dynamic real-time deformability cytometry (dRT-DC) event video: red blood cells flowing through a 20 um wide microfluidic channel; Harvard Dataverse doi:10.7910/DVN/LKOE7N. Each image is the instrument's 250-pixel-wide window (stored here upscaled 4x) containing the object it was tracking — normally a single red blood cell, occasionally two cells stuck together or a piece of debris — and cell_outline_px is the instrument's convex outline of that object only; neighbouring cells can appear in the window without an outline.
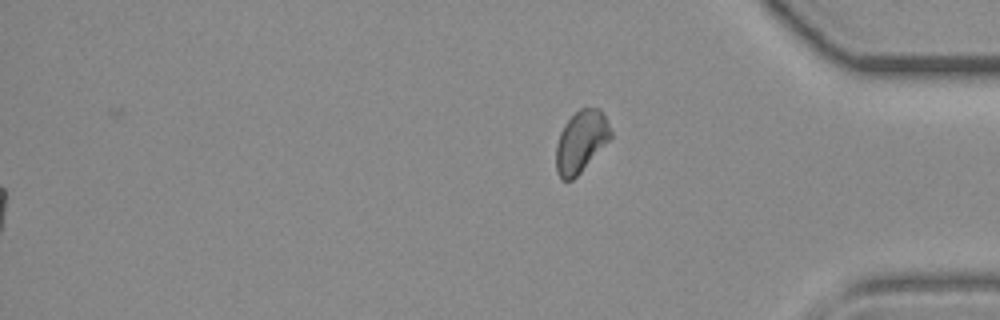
{"species": "common noctule bat (a hibernating species)", "species_latin": "Nyctalus noctula", "temperature_condition": "room temperature", "stored_images_in_passage": 40, "segment_of_instrument_passage": [2, 2], "camera_frame_rate_fps": 3000, "um_per_image_px": 0.085, "animal": {"sex": "female", "body_mass_g": 19.3, "forearm_length_mm": 54.1}, "frame": {"image": 1, "passage_image": 40, "time_ms": 13.0, "image_size_px": [1000, 320], "cell_outline_px": [[612, 136], [580, 172], [572, 180], [560, 180], [556, 172], [556, 144], [560, 132], [564, 124], [580, 108], [600, 108], [612, 132]], "centroid_in_image_um": [49.35, 12.03], "position_along_channel_um": 385.8, "area_um2": 19.36}}